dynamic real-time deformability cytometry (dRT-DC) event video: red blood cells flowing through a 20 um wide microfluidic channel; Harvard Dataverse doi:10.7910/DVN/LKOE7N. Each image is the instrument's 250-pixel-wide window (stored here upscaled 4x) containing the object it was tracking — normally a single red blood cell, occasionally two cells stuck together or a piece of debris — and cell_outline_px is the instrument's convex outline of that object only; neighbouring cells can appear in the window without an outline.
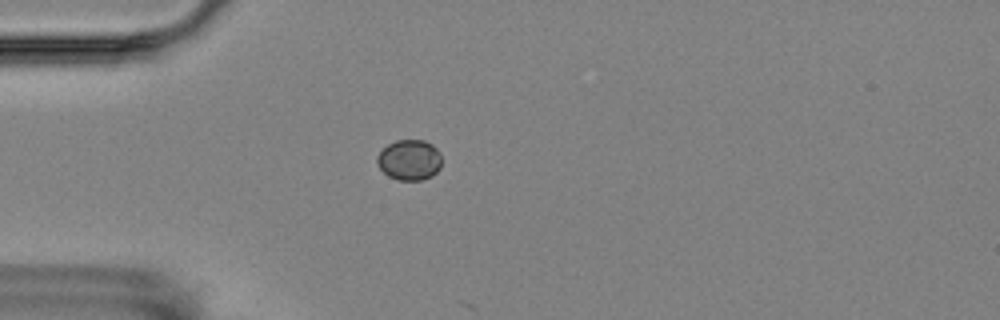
{"species": "Egyptian fruit bat (a non-hibernating species)", "species_latin": "Rousettus aegyptiacus", "temperature_condition": "room temperature", "stored_images_in_passage": 5, "camera_frame_rate_fps": 3000, "um_per_image_px": 0.085, "animal": {"sex": "female"}, "frame": {"image": 1, "passage_image": 5, "time_ms": 5.333, "image_size_px": [1000, 320], "cell_outline_px": [[440, 168], [432, 176], [420, 180], [400, 180], [388, 176], [380, 168], [376, 160], [376, 156], [388, 144], [396, 140], [424, 140], [432, 144], [440, 152]], "centroid_in_image_um": [34.8, 13.59], "position_along_channel_um": 50.2, "area_um2": 15.2}}